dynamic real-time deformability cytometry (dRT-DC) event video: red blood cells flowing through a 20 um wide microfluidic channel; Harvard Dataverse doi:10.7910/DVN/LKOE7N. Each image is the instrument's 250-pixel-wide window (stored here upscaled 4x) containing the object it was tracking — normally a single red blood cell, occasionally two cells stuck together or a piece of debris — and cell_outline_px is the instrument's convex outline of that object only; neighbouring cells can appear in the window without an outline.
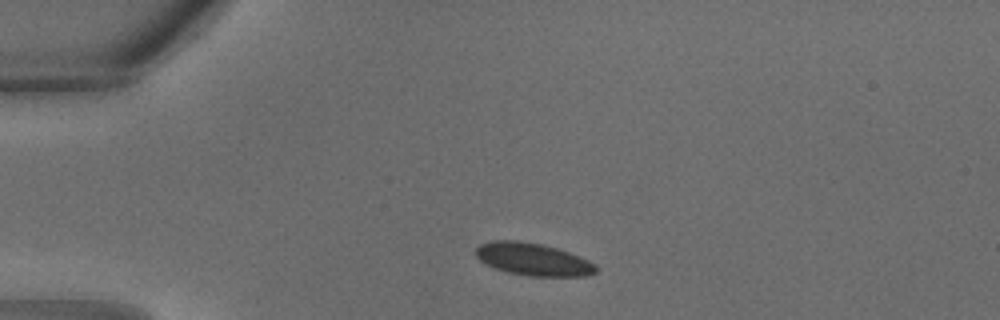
{"species": "common noctule bat (a hibernating species)", "species_latin": "Nyctalus noctula", "temperature_condition": "warm", "stored_images_in_passage": 26, "camera_frame_rate_fps": 3000, "um_per_image_px": 0.085, "animal": {"sex": "male", "body_mass_g": 18.8}, "frame": {"image": 1, "passage_image": 1, "time_ms": 0.0, "image_size_px": [1000, 320], "cell_outline_px": [[596, 272], [584, 276], [528, 276], [508, 272], [496, 268], [480, 260], [476, 256], [476, 248], [480, 244], [492, 240], [520, 240], [540, 244], [556, 248], [580, 256], [596, 264]], "centroid_in_image_um": [45.31, 22.03], "position_along_channel_um": 39.7, "area_um2": 22.6}}
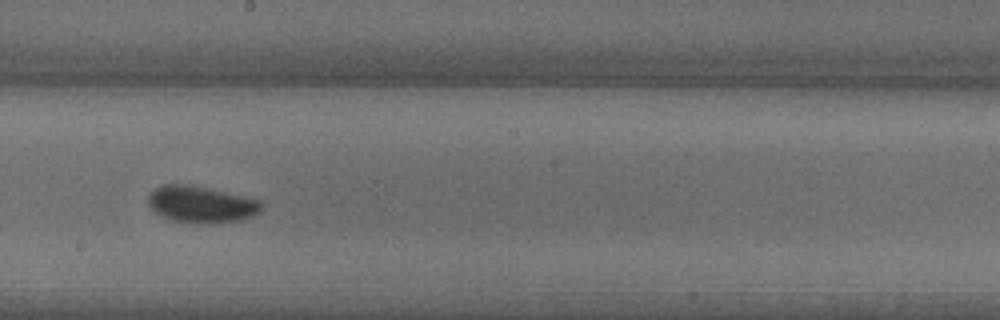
{"frame": {"image": 2, "passage_image": 12, "time_ms": 3.667, "image_size_px": [1000, 320], "cell_outline_px": [[264, 204], [260, 212], [252, 216], [236, 220], [216, 224], [196, 224], [172, 220], [160, 216], [148, 204], [148, 196], [156, 188], [164, 184], [184, 184], [264, 200]], "centroid_in_image_um": [17.13, 17.39], "position_along_channel_um": 231.1, "area_um2": 24.22}}
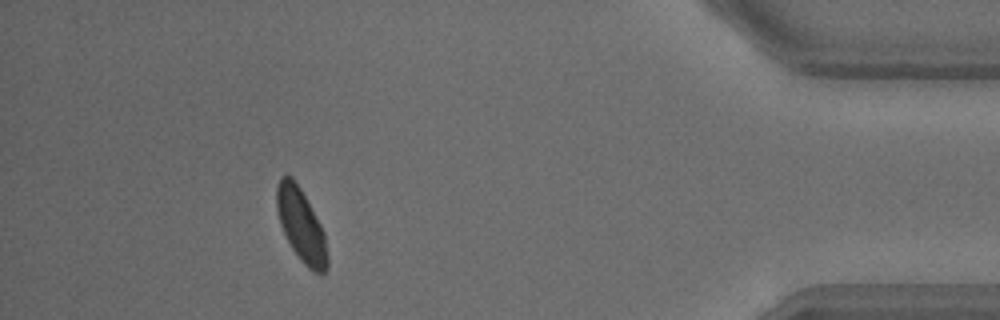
{"frame": {"image": 3, "passage_image": 23, "time_ms": 7.333, "image_size_px": [1000, 320], "cell_outline_px": [[328, 268], [324, 272], [316, 272], [308, 268], [300, 260], [292, 248], [280, 224], [276, 208], [276, 188], [280, 176], [292, 176], [300, 188], [320, 224], [324, 232], [328, 256]], "centroid_in_image_um": [25.59, 19.14], "position_along_channel_um": 409.6, "area_um2": 21.33}}